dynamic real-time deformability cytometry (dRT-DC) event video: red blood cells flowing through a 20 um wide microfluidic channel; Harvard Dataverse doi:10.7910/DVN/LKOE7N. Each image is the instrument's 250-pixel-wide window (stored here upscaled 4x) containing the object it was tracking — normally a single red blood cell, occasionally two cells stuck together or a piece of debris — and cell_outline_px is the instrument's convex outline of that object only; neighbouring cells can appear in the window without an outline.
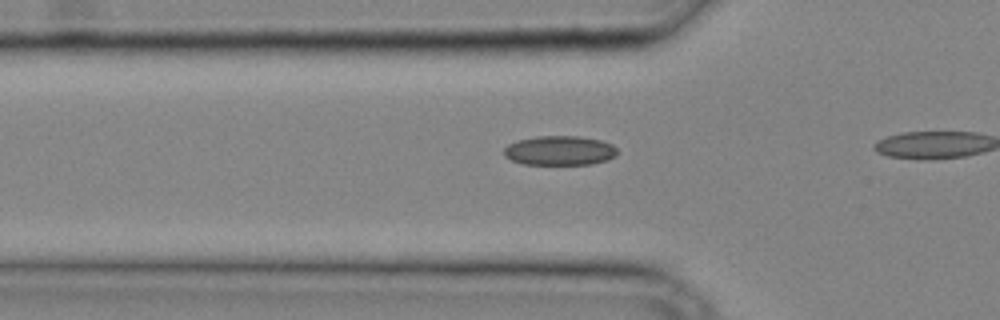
{"species": "common noctule bat (a hibernating species)", "species_latin": "Nyctalus noctula", "temperature_condition": "cold", "stored_images_in_passage": 8, "camera_frame_rate_fps": 3000, "um_per_image_px": 0.085, "animal": {"sex": "male", "body_mass_g": 20.4}, "frame": {"image": 1, "passage_image": 6, "time_ms": 1.667, "image_size_px": [1000, 320], "cell_outline_px": [[616, 156], [608, 160], [592, 164], [524, 164], [512, 160], [504, 156], [504, 148], [508, 144], [516, 140], [536, 136], [580, 136], [600, 140], [612, 144], [616, 148]], "centroid_in_image_um": [47.56, 12.79], "position_along_channel_um": 78.2, "area_um2": 19.54}}